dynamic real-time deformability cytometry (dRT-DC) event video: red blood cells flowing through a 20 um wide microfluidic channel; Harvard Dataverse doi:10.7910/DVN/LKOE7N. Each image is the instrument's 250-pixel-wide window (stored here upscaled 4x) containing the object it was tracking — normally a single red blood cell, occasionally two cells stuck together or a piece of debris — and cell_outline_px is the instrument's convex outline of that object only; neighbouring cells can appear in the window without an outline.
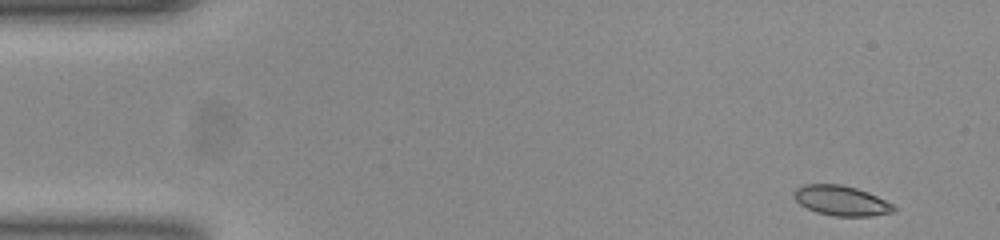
{"species": "common noctule bat (a hibernating species)", "species_latin": "Nyctalus noctula", "temperature_condition": "room temperature", "stored_images_in_passage": 50, "camera_frame_rate_fps": 3000, "um_per_image_px": 0.085, "animal": {"sex": "female", "body_mass_g": 23.0, "forearm_length_mm": 53.4}, "frame": {"image": 1, "passage_image": 1, "time_ms": 0.0, "image_size_px": [1000, 240], "cell_outline_px": [[896, 208], [892, 212], [872, 216], [832, 216], [816, 212], [800, 204], [792, 196], [792, 192], [796, 188], [804, 184], [840, 184], [856, 188], [868, 192], [892, 204]], "centroid_in_image_um": [71.46, 17.05], "position_along_channel_um": 13.5, "area_um2": 17.4}}
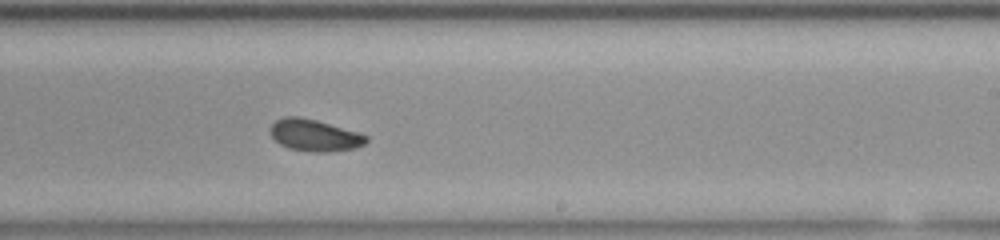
{"frame": {"image": 2, "passage_image": 29, "time_ms": 9.333, "image_size_px": [1000, 240], "cell_outline_px": [[368, 140], [364, 144], [352, 148], [328, 152], [316, 152], [292, 148], [280, 144], [272, 136], [272, 124], [276, 120], [284, 116], [300, 116], [316, 120], [356, 132], [368, 136]], "centroid_in_image_um": [26.73, 11.48], "position_along_channel_um": 262.3, "area_um2": 17.28}}
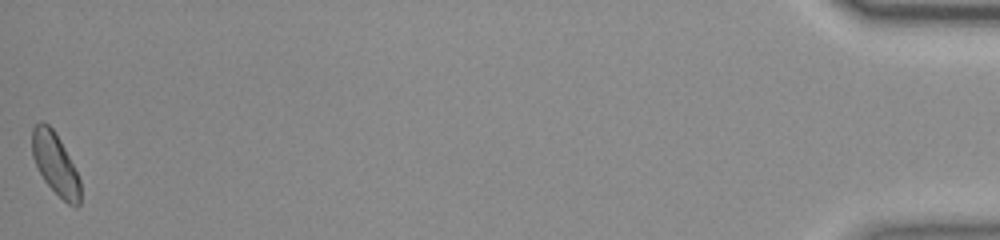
{"frame": {"image": 3, "passage_image": 50, "time_ms": 16.333, "image_size_px": [1000, 240], "cell_outline_px": [[80, 204], [76, 208], [68, 204], [44, 180], [32, 156], [32, 128], [40, 120], [48, 124], [56, 132], [80, 180]], "centroid_in_image_um": [4.69, 13.91], "position_along_channel_um": 430.5, "area_um2": 17.05}, "authors_computed_cell_mechanics": {"area_um2": 17.5134, "velocity_mm_per_s": 3.8603, "shape_relaxation_time_tau1_ms": null, "shape_relaxation_time_tau2_ms": 2.001, "deformation_change_tau1": null, "deformation_change_tau2": 0.0542}}